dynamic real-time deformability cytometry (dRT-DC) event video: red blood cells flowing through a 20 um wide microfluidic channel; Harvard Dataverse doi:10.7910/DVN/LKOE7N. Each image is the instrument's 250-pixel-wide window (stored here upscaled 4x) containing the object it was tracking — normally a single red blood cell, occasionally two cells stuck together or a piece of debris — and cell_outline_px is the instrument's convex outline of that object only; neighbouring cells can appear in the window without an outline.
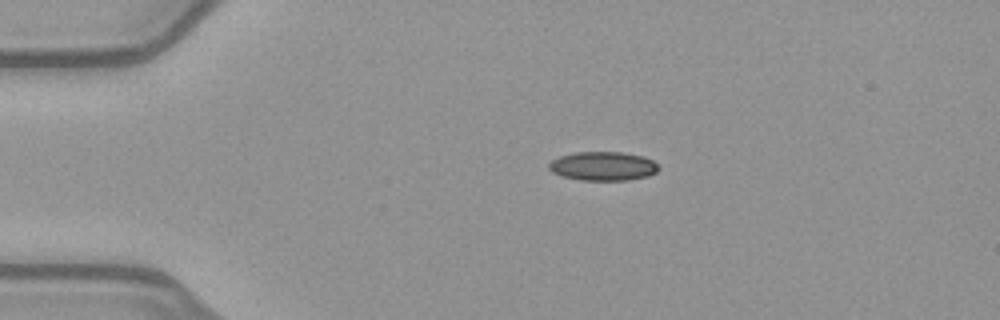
{"species": "common noctule bat (a hibernating species)", "species_latin": "Nyctalus noctula", "temperature_condition": "warm", "stored_images_in_passage": 42, "camera_frame_rate_fps": 3000, "um_per_image_px": 0.085, "animal": {"sex": "female", "body_mass_g": 21.9}, "frame": {"image": 1, "passage_image": 1, "time_ms": 0.0, "image_size_px": [1000, 320], "cell_outline_px": [[660, 168], [656, 172], [648, 176], [628, 180], [580, 180], [564, 176], [552, 172], [548, 168], [548, 164], [552, 160], [560, 156], [576, 152], [620, 152], [644, 156], [652, 160]], "centroid_in_image_um": [51.26, 14.12], "position_along_channel_um": 33.7, "area_um2": 18.44}}
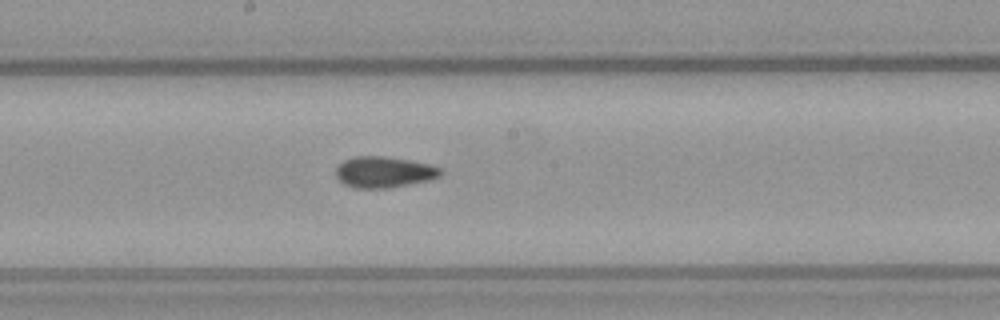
{"frame": {"image": 2, "passage_image": 18, "time_ms": 5.667, "image_size_px": [1000, 320], "cell_outline_px": [[444, 172], [440, 176], [428, 180], [388, 188], [356, 188], [344, 184], [336, 176], [336, 168], [344, 160], [356, 156], [384, 156], [408, 160], [428, 164], [440, 168]], "centroid_in_image_um": [32.63, 14.62], "position_along_channel_um": 215.6, "area_um2": 18.79}}
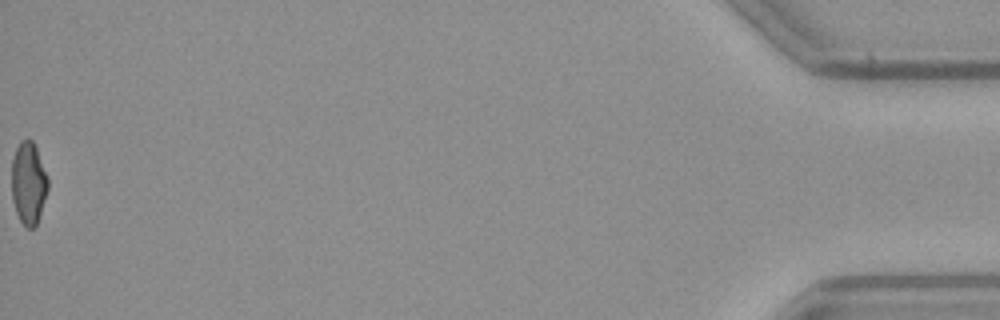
{"frame": {"image": 3, "passage_image": 42, "time_ms": 13.667, "image_size_px": [1000, 320], "cell_outline_px": [[48, 188], [36, 224], [32, 228], [28, 228], [20, 220], [16, 212], [12, 200], [12, 160], [16, 148], [20, 140], [32, 140], [36, 148], [48, 176]], "centroid_in_image_um": [2.41, 15.54], "position_along_channel_um": 432.8, "area_um2": 17.17}, "authors_computed_cell_mechanics": {"area_um2": 18.4093, "velocity_mm_per_s": 4.028, "shape_relaxation_time_tau1_ms": null, "shape_relaxation_time_tau2_ms": 2.207, "deformation_change_tau1": null, "deformation_change_tau2": 0.0772}}